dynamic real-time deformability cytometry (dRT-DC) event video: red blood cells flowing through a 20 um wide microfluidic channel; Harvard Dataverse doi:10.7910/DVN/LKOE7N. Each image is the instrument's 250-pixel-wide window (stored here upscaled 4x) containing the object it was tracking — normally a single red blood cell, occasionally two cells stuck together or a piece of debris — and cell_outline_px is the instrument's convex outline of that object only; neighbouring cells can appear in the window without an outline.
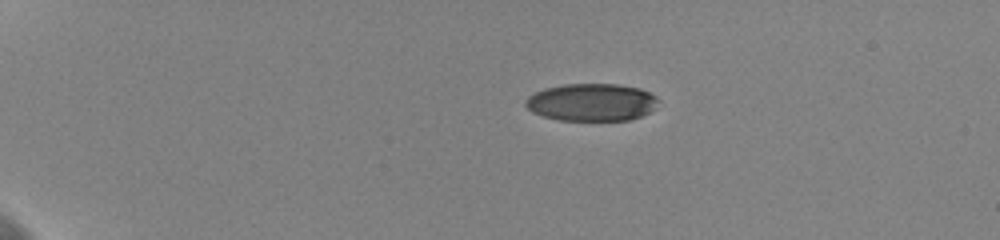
{"species": "human", "species_latin": "Homo sapiens", "temperature_condition": "cold", "stored_images_in_passage": 46, "camera_frame_rate_fps": 3000, "um_per_image_px": 0.085, "donor": {"sex": "female"}, "frame": {"image": 1, "passage_image": 1, "time_ms": 0.0, "image_size_px": [1000, 240], "cell_outline_px": [[660, 100], [648, 112], [640, 116], [628, 120], [560, 120], [544, 116], [532, 112], [524, 104], [524, 100], [528, 96], [544, 88], [564, 84], [620, 84], [640, 88], [656, 96]], "centroid_in_image_um": [50.26, 8.68], "position_along_channel_um": 34.7, "area_um2": 28.96}}
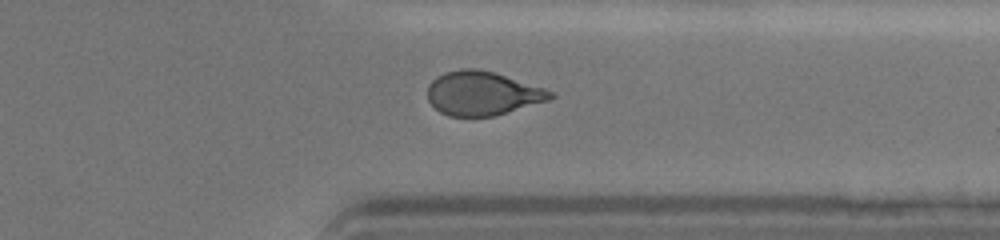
{"frame": {"image": 2, "passage_image": 36, "time_ms": 11.667, "image_size_px": [1000, 240], "cell_outline_px": [[556, 96], [548, 100], [492, 116], [448, 116], [440, 112], [428, 100], [428, 84], [436, 76], [444, 72], [460, 68], [476, 68], [492, 72], [544, 88], [556, 92]], "centroid_in_image_um": [40.98, 7.92], "position_along_channel_um": 370.4, "area_um2": 31.21}}
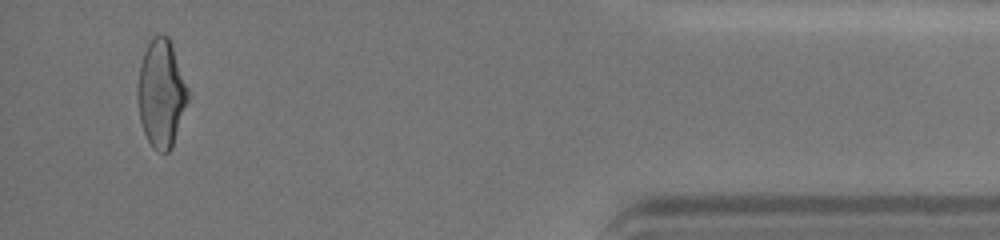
{"frame": {"image": 3, "passage_image": 44, "time_ms": 14.333, "image_size_px": [1000, 240], "cell_outline_px": [[188, 100], [172, 148], [168, 152], [160, 152], [148, 140], [144, 132], [140, 120], [136, 100], [136, 88], [140, 64], [144, 52], [152, 36], [168, 36], [172, 44], [188, 88]], "centroid_in_image_um": [13.69, 7.94], "position_along_channel_um": 421.5, "area_um2": 31.5}, "authors_computed_cell_mechanics": {"area_um2": 32.1657, "velocity_mm_per_s": 3.6313, "shape_relaxation_time_tau1_ms": 4.6596, "shape_relaxation_time_tau2_ms": 2.4244, "deformation_change_tau1": 0.1509, "deformation_change_tau2": 0.0837}}